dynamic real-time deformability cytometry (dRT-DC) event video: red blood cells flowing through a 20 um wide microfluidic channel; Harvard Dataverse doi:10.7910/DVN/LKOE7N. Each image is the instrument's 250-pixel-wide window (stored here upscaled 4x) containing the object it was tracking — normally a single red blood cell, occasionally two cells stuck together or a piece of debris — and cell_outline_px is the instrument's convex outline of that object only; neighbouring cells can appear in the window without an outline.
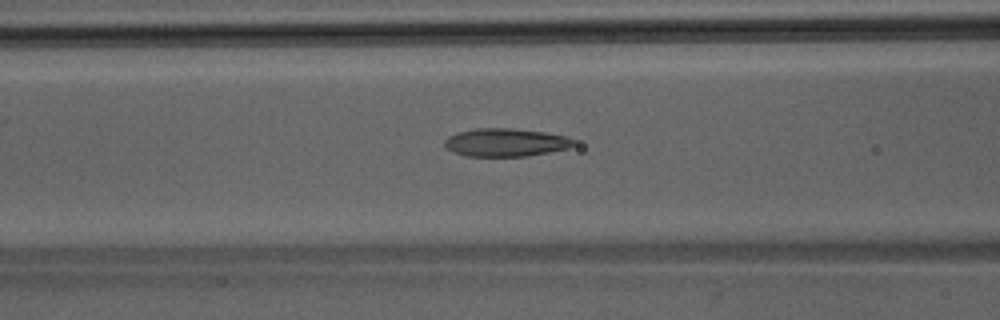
{"species": "Egyptian fruit bat (a non-hibernating species)", "species_latin": "Rousettus aegyptiacus", "temperature_condition": "room temperature", "stored_images_in_passage": 44, "camera_frame_rate_fps": 3000, "um_per_image_px": 0.085, "animal": {"sex": "male"}, "frame": {"image": 1, "passage_image": 18, "time_ms": 5.667, "image_size_px": [1000, 320], "cell_outline_px": [[576, 144], [568, 148], [528, 156], [464, 156], [452, 152], [444, 144], [444, 140], [448, 136], [460, 132], [476, 128], [512, 128], [544, 132], [568, 136], [576, 140]], "centroid_in_image_um": [43.0, 12.1], "position_along_channel_um": 123.6, "area_um2": 21.21}}
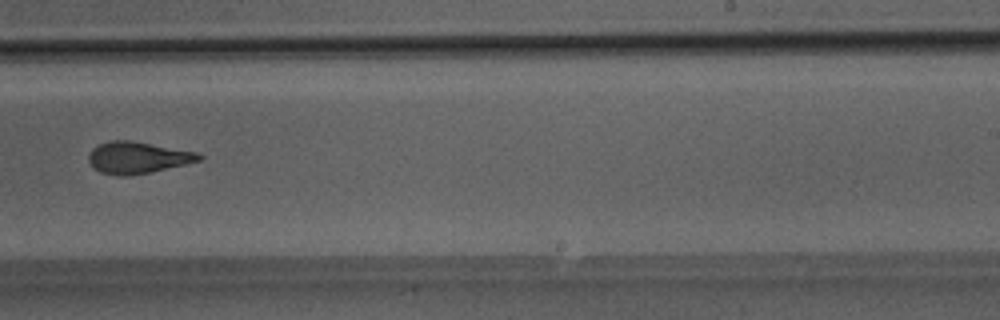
{"frame": {"image": 2, "passage_image": 28, "time_ms": 9.0, "image_size_px": [1000, 320], "cell_outline_px": [[204, 156], [200, 160], [152, 172], [128, 176], [116, 176], [100, 172], [92, 168], [88, 160], [88, 156], [92, 148], [100, 144], [112, 140], [128, 140], [196, 152]], "centroid_in_image_um": [11.64, 13.41], "position_along_channel_um": 277.4, "area_um2": 20.29}}
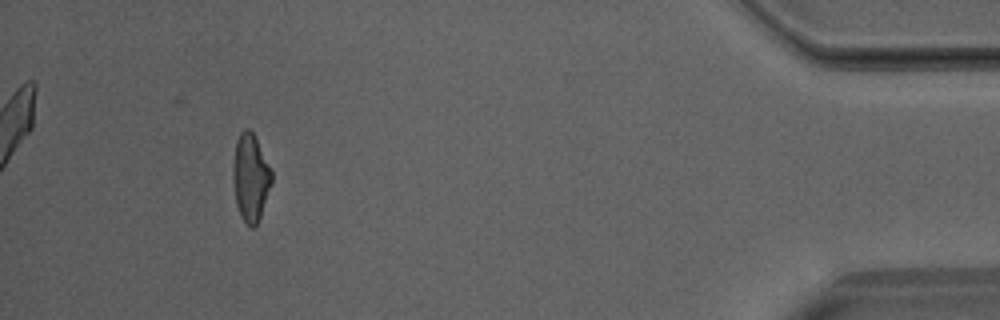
{"frame": {"image": 3, "passage_image": 41, "time_ms": 13.333, "image_size_px": [1000, 320], "cell_outline_px": [[272, 184], [260, 216], [256, 224], [252, 228], [240, 216], [236, 204], [232, 180], [232, 168], [236, 140], [240, 132], [244, 128], [248, 128], [256, 136], [272, 172]], "centroid_in_image_um": [21.28, 15.05], "position_along_channel_um": 413.9, "area_um2": 19.83}}